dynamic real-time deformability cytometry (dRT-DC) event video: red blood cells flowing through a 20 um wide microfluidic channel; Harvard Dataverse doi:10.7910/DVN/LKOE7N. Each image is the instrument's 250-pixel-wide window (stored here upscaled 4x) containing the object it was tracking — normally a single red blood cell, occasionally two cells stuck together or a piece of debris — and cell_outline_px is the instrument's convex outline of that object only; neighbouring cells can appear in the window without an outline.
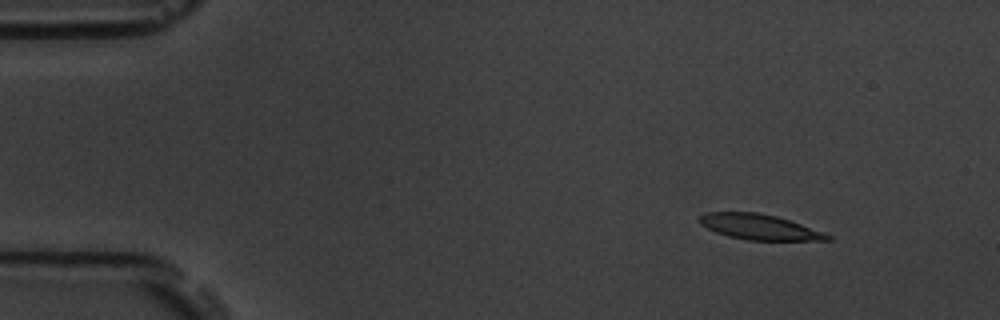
{"species": "common noctule bat (a hibernating species)", "species_latin": "Nyctalus noctula", "temperature_condition": "room temperature", "stored_images_in_passage": 4, "camera_frame_rate_fps": 3000, "um_per_image_px": 0.085, "animal": {"sex": "male", "body_mass_g": 19.5, "forearm_length_mm": 54.6}, "frame": {"image": 1, "passage_image": 1, "time_ms": 0.0, "image_size_px": [1000, 320], "cell_outline_px": [[832, 240], [748, 240], [728, 236], [716, 232], [700, 224], [696, 220], [700, 216], [708, 212], [756, 212], [776, 216], [800, 224], [832, 236]], "centroid_in_image_um": [64.49, 19.29], "position_along_channel_um": 20.5, "area_um2": 18.67}}
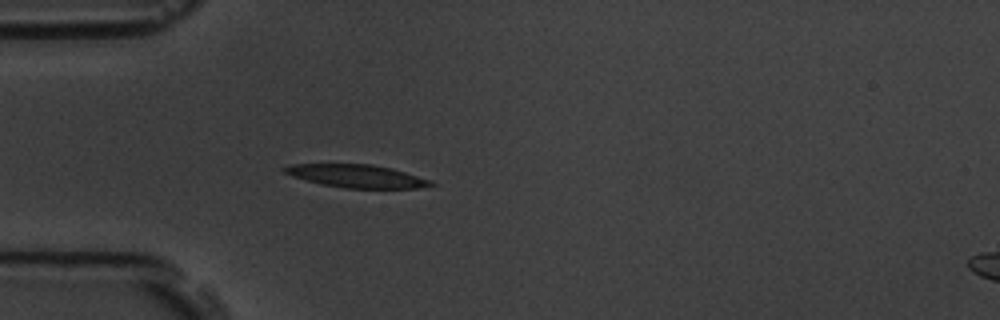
{"frame": {"image": 2, "passage_image": 4, "time_ms": 3.333, "image_size_px": [1000, 320], "cell_outline_px": [[436, 184], [416, 188], [344, 188], [320, 184], [292, 176], [284, 172], [280, 168], [288, 164], [372, 164], [392, 168], [432, 180]], "centroid_in_image_um": [30.29, 14.96], "position_along_channel_um": 54.7, "area_um2": 19.65}}